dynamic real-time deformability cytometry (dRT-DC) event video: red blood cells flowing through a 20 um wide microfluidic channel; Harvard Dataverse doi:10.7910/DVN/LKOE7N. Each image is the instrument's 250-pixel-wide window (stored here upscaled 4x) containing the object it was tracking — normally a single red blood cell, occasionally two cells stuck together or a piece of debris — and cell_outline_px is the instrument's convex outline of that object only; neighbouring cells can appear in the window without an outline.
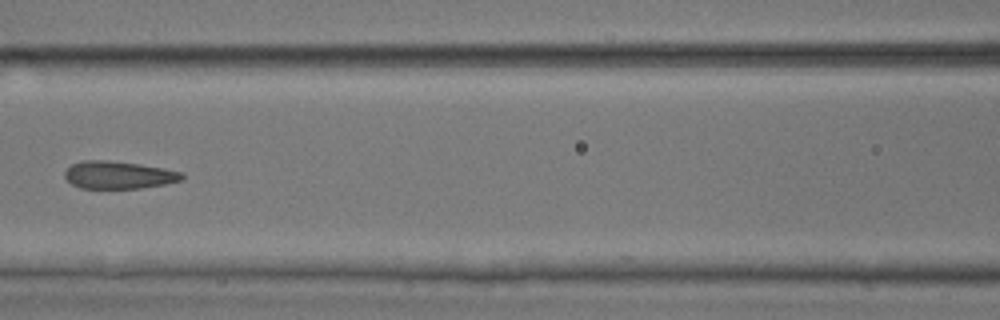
{"species": "common noctule bat (a hibernating species)", "species_latin": "Nyctalus noctula", "temperature_condition": "room temperature", "stored_images_in_passage": 8, "camera_frame_rate_fps": 3000, "um_per_image_px": 0.085, "animal": {"sex": "male", "body_mass_g": 17.9, "forearm_length_mm": 54.2}, "frame": {"image": 1, "passage_image": 7, "time_ms": 2.0, "image_size_px": [1000, 320], "cell_outline_px": [[184, 180], [164, 184], [140, 188], [80, 188], [72, 184], [64, 176], [64, 172], [72, 164], [84, 160], [104, 160], [140, 164], [164, 168], [180, 172], [184, 176]], "centroid_in_image_um": [10.08, 14.87], "position_along_channel_um": 156.5, "area_um2": 18.73}}
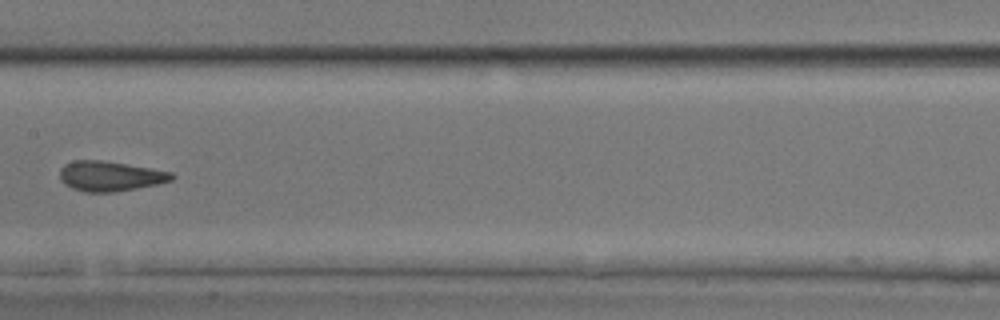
{"frame": {"image": 2, "passage_image": 8, "time_ms": 2.333, "image_size_px": [1000, 320], "cell_outline_px": [[176, 176], [172, 180], [156, 184], [116, 192], [84, 192], [72, 188], [60, 180], [60, 168], [64, 164], [72, 160], [100, 160], [172, 172]], "centroid_in_image_um": [9.32, 14.97], "position_along_channel_um": 198.1, "area_um2": 19.42}}